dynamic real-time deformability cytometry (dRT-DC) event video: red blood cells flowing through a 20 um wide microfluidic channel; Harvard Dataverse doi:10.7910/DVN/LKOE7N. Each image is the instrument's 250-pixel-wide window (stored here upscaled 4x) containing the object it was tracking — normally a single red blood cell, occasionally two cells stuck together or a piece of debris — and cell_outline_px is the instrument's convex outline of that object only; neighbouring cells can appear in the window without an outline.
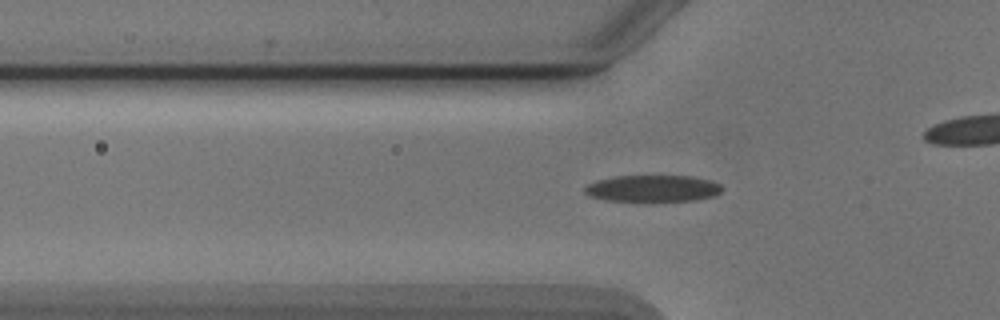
{"species": "Egyptian fruit bat (a non-hibernating species)", "species_latin": "Rousettus aegyptiacus", "temperature_condition": "cold", "stored_images_in_passage": 41, "camera_frame_rate_fps": 3000, "um_per_image_px": 0.085, "animal": {"sex": "male"}, "frame": {"image": 1, "passage_image": 10, "time_ms": 3.0, "image_size_px": [1000, 320], "cell_outline_px": [[724, 188], [716, 196], [696, 200], [648, 204], [644, 204], [604, 200], [588, 196], [584, 192], [584, 188], [588, 184], [596, 180], [616, 176], [692, 176], [708, 180], [720, 184]], "centroid_in_image_um": [55.46, 16.08], "position_along_channel_um": 70.3, "area_um2": 22.54}}
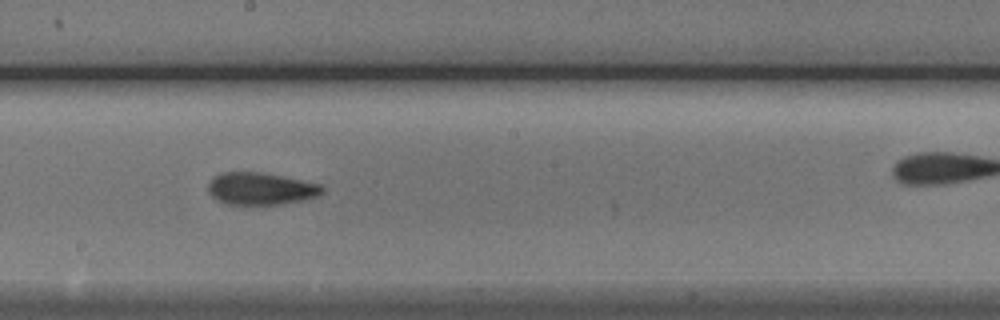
{"frame": {"image": 2, "passage_image": 22, "time_ms": 7.0, "image_size_px": [1000, 320], "cell_outline_px": [[324, 192], [320, 196], [304, 200], [284, 204], [224, 204], [216, 200], [208, 192], [208, 184], [216, 176], [224, 172], [260, 172], [320, 184], [324, 188]], "centroid_in_image_um": [22.18, 16.05], "position_along_channel_um": 226.0, "area_um2": 21.39}}
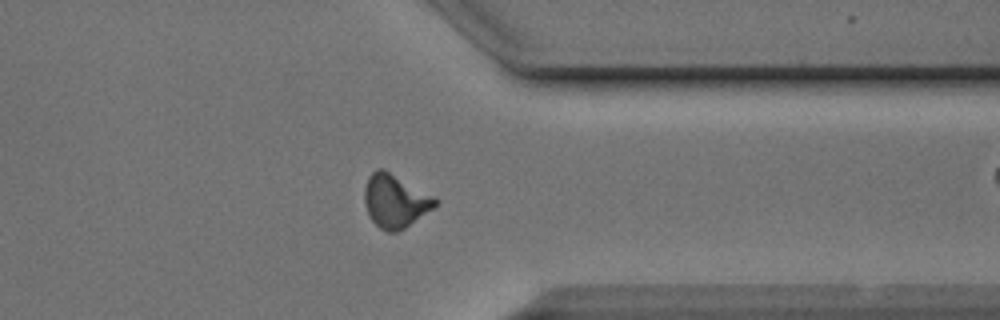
{"frame": {"image": 3, "passage_image": 34, "time_ms": 11.0, "image_size_px": [1000, 320], "cell_outline_px": [[436, 204], [432, 208], [404, 228], [396, 232], [388, 232], [380, 228], [368, 216], [364, 204], [364, 188], [368, 176], [376, 168], [384, 168], [436, 196]], "centroid_in_image_um": [33.55, 17.04], "position_along_channel_um": 377.8, "area_um2": 22.08}, "authors_computed_cell_mechanics": {"area_um2": 21.0392, "velocity_mm_per_s": 3.8956, "shape_relaxation_time_tau1_ms": 5.6918, "shape_relaxation_time_tau2_ms": 2.5005, "deformation_change_tau1": 0.16, "deformation_change_tau2": 0.0929}}